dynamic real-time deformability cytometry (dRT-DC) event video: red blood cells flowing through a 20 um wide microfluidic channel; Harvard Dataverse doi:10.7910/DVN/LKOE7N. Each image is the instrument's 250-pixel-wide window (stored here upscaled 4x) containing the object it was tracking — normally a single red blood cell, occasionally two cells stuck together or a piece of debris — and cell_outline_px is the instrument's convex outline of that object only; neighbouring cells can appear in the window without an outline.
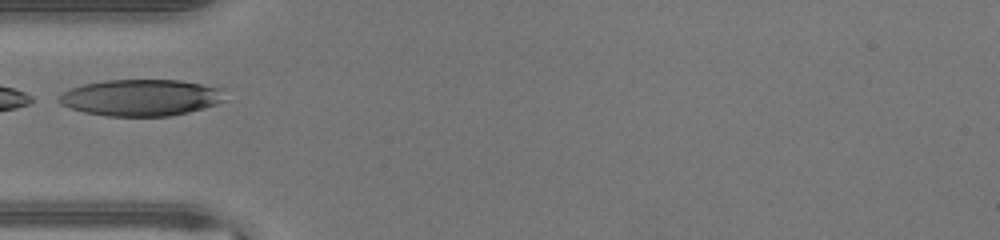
{"species": "human", "species_latin": "Homo sapiens", "temperature_condition": "warm", "stored_images_in_passage": 24, "camera_frame_rate_fps": 3000, "um_per_image_px": 0.085, "donor": {"sex": "male"}, "frame": {"image": 1, "passage_image": 1, "time_ms": 0.0, "image_size_px": [1000, 240], "cell_outline_px": [[224, 100], [216, 104], [204, 108], [188, 112], [168, 116], [108, 116], [84, 112], [60, 104], [56, 100], [64, 92], [72, 88], [84, 84], [104, 80], [180, 80], [224, 88]], "centroid_in_image_um": [12.01, 8.29], "position_along_channel_um": 73.0, "area_um2": 35.32}}
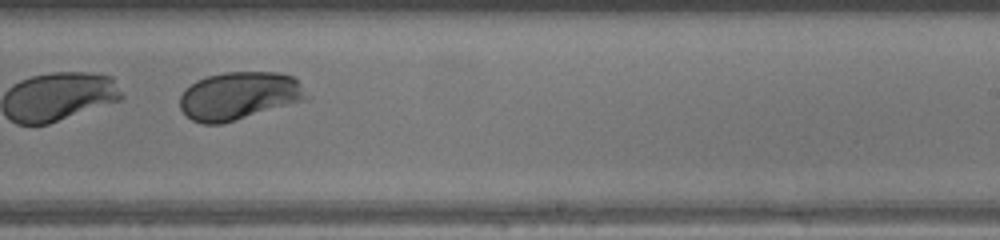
{"frame": {"image": 2, "passage_image": 14, "time_ms": 4.333, "image_size_px": [1000, 240], "cell_outline_px": [[312, 96], [308, 100], [220, 124], [204, 124], [192, 120], [180, 108], [180, 96], [184, 88], [196, 80], [208, 76], [224, 72], [280, 72], [292, 76]], "centroid_in_image_um": [20.35, 8.14], "position_along_channel_um": 268.6, "area_um2": 35.6}}
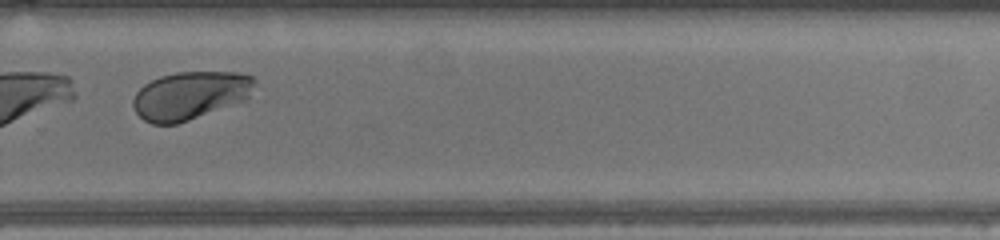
{"frame": {"image": 3, "passage_image": 17, "time_ms": 5.333, "image_size_px": [1000, 240], "cell_outline_px": [[256, 80], [248, 96], [244, 100], [188, 120], [176, 124], [152, 124], [144, 120], [136, 112], [132, 104], [132, 100], [136, 92], [144, 84], [160, 76], [176, 72], [240, 72], [252, 76]], "centroid_in_image_um": [16.13, 8.1], "position_along_channel_um": 313.7, "area_um2": 33.76}}